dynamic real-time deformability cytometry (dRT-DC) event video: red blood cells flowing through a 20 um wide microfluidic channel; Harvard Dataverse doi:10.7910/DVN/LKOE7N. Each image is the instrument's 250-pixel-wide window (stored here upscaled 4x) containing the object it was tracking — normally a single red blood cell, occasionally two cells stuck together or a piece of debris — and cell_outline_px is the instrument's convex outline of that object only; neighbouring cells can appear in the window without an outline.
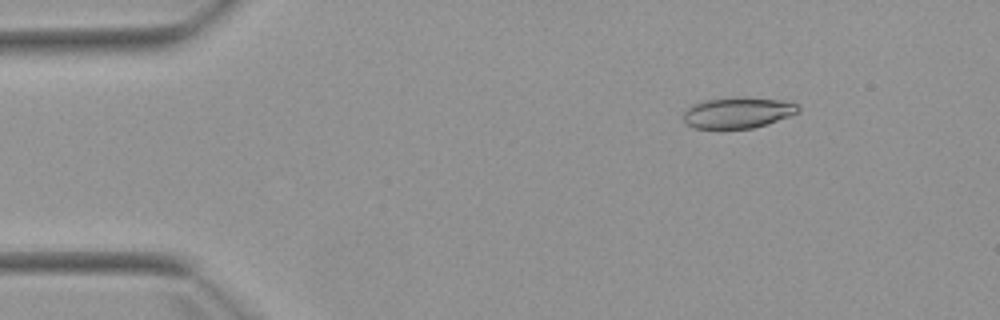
{"species": "Egyptian fruit bat (a non-hibernating species)", "species_latin": "Rousettus aegyptiacus", "temperature_condition": "warm", "stored_images_in_passage": 4, "camera_frame_rate_fps": 3000, "um_per_image_px": 0.085, "animal": {"sex": "female"}, "frame": {"image": 1, "passage_image": 2, "time_ms": 2.0, "image_size_px": [1000, 320], "cell_outline_px": [[800, 112], [768, 124], [752, 128], [692, 128], [684, 124], [684, 112], [692, 104], [704, 100], [740, 96], [744, 96], [780, 100], [796, 104], [800, 108]], "centroid_in_image_um": [62.7, 9.57], "position_along_channel_um": 22.3, "area_um2": 20.92}}